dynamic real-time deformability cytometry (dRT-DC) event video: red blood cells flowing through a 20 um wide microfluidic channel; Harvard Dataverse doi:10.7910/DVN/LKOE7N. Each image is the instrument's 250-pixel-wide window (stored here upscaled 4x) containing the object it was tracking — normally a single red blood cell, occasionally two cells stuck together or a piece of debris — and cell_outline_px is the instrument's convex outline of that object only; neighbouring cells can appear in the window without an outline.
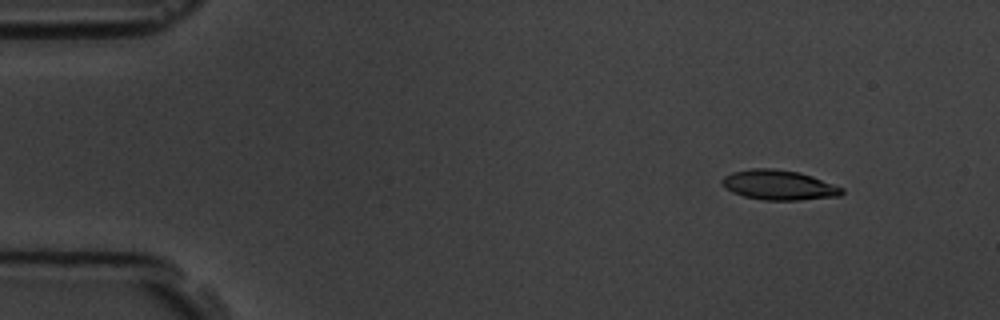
{"species": "common noctule bat (a hibernating species)", "species_latin": "Nyctalus noctula", "temperature_condition": "room temperature", "stored_images_in_passage": 4, "camera_frame_rate_fps": 3000, "um_per_image_px": 0.085, "animal": {"sex": "male", "body_mass_g": 19.5, "forearm_length_mm": 54.6}, "frame": {"image": 1, "passage_image": 1, "time_ms": 0.0, "image_size_px": [1000, 320], "cell_outline_px": [[844, 192], [840, 196], [800, 200], [764, 200], [744, 196], [732, 192], [724, 188], [720, 180], [724, 176], [732, 172], [752, 168], [772, 168], [800, 172], [812, 176], [844, 188]], "centroid_in_image_um": [66.19, 15.72], "position_along_channel_um": 18.8, "area_um2": 20.98}}